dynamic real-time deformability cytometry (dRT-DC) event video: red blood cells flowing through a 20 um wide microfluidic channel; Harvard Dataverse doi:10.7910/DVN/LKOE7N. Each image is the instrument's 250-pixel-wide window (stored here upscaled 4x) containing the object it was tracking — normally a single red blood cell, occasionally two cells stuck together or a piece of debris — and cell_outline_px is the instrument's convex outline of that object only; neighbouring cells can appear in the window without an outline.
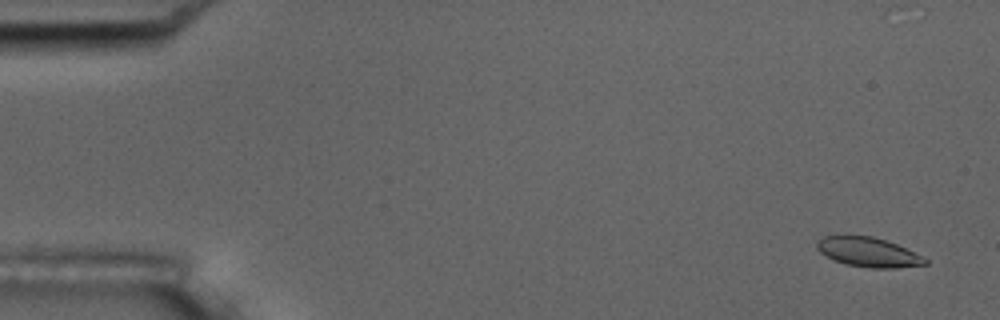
{"species": "common noctule bat (a hibernating species)", "species_latin": "Nyctalus noctula", "temperature_condition": "room temperature", "stored_images_in_passage": 5, "camera_frame_rate_fps": 3000, "um_per_image_px": 0.085, "animal": {"sex": "male", "body_mass_g": 17.5, "forearm_length_mm": 52.3}, "frame": {"image": 1, "passage_image": 1, "time_ms": 0.0, "image_size_px": [1000, 320], "cell_outline_px": [[928, 264], [896, 268], [872, 268], [844, 264], [820, 252], [816, 248], [816, 244], [824, 236], [844, 232], [848, 232], [872, 236], [888, 240], [928, 260]], "centroid_in_image_um": [73.74, 21.38], "position_along_channel_um": 11.3, "area_um2": 19.02}}
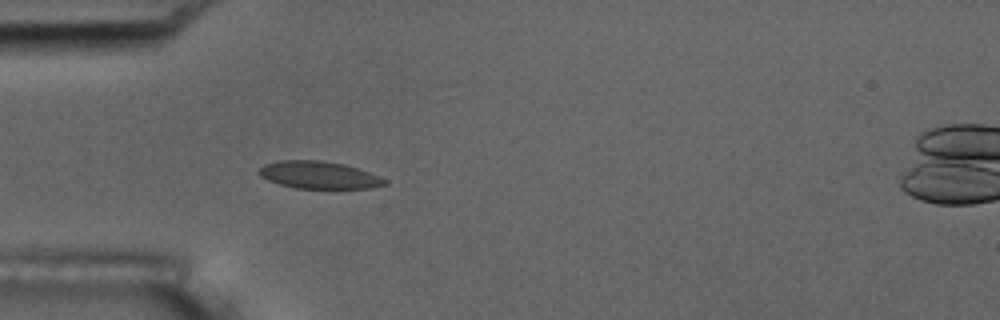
{"frame": {"image": 2, "passage_image": 5, "time_ms": 4.667, "image_size_px": [1000, 320], "cell_outline_px": [[388, 184], [372, 188], [296, 188], [280, 184], [268, 180], [260, 176], [256, 172], [264, 164], [280, 160], [320, 160], [344, 164], [368, 172], [388, 180]], "centroid_in_image_um": [27.09, 14.87], "position_along_channel_um": 57.9, "area_um2": 20.0}}